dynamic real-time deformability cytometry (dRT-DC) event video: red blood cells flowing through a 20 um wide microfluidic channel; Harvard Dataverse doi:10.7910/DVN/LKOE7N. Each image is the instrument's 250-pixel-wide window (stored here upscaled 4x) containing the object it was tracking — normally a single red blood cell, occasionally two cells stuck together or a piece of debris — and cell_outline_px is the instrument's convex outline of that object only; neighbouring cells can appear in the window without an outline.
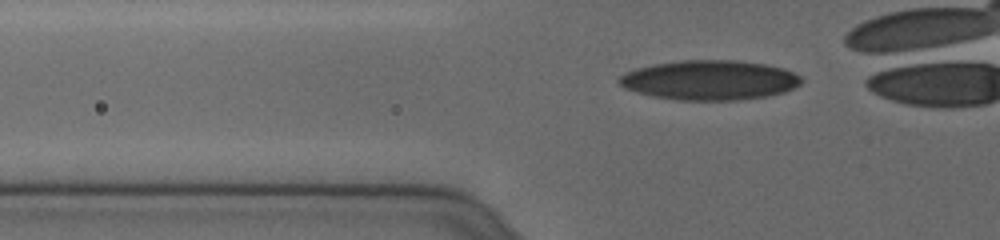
{"species": "human", "species_latin": "Homo sapiens", "temperature_condition": "cold", "stored_images_in_passage": 33, "camera_frame_rate_fps": 3000, "um_per_image_px": 0.085, "donor": {"sex": "female"}, "frame": {"image": 1, "passage_image": 2, "time_ms": 0.333, "image_size_px": [1000, 240], "cell_outline_px": [[804, 80], [796, 88], [784, 92], [764, 96], [740, 100], [680, 100], [652, 96], [624, 88], [616, 80], [624, 72], [636, 68], [652, 64], [680, 60], [736, 60], [764, 64], [784, 68], [800, 76]], "centroid_in_image_um": [60.31, 6.8], "position_along_channel_um": 65.5, "area_um2": 42.31}}
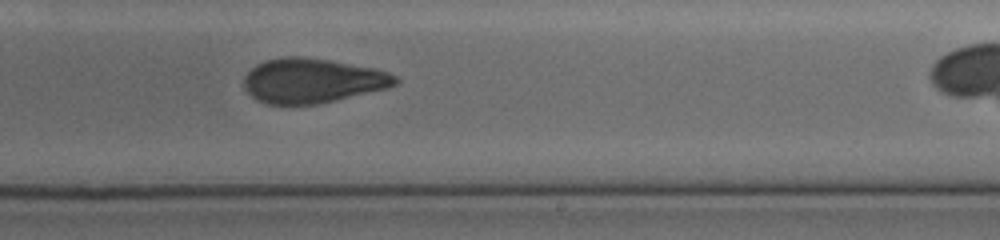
{"frame": {"image": 2, "passage_image": 19, "time_ms": 6.0, "image_size_px": [1000, 240], "cell_outline_px": [[400, 80], [396, 84], [388, 88], [320, 104], [268, 104], [256, 100], [244, 88], [244, 76], [256, 64], [264, 60], [284, 56], [304, 56], [376, 68], [388, 72], [396, 76]], "centroid_in_image_um": [26.55, 6.85], "position_along_channel_um": 262.4, "area_um2": 39.59}}
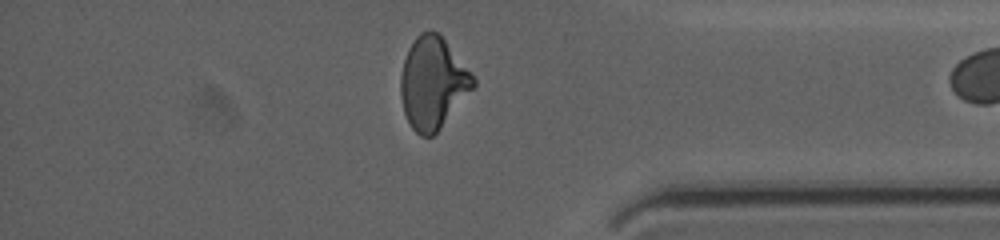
{"frame": {"image": 3, "passage_image": 31, "time_ms": 10.0, "image_size_px": [1000, 240], "cell_outline_px": [[476, 84], [440, 128], [432, 136], [420, 136], [412, 128], [404, 112], [400, 96], [400, 76], [404, 60], [408, 48], [416, 36], [420, 32], [440, 32], [476, 80]], "centroid_in_image_um": [36.76, 7.03], "position_along_channel_um": 398.4, "area_um2": 38.44}}